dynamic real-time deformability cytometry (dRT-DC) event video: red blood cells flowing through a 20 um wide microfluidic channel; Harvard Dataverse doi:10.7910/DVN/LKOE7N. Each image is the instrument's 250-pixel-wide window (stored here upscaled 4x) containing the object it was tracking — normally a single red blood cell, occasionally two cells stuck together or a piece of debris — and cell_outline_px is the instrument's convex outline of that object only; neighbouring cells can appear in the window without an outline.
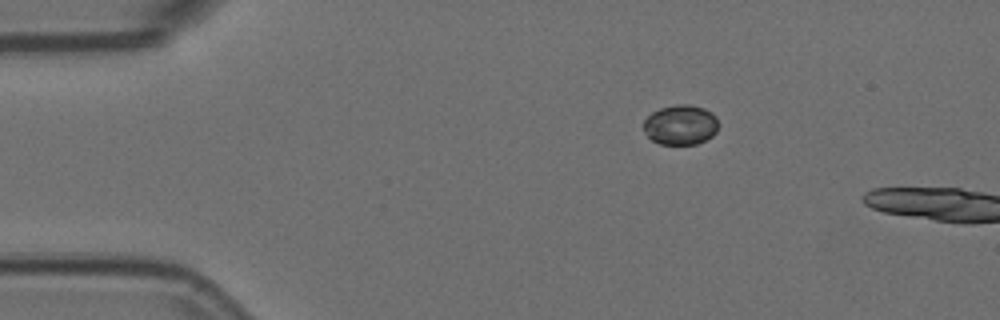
{"species": "Egyptian fruit bat (a non-hibernating species)", "species_latin": "Rousettus aegyptiacus", "temperature_condition": "room temperature", "stored_images_in_passage": 2, "camera_frame_rate_fps": 3000, "um_per_image_px": 0.085, "animal": {"sex": "female"}, "frame": {"image": 1, "passage_image": 1, "time_ms": 0.0, "image_size_px": [1000, 320], "cell_outline_px": [[720, 124], [716, 132], [712, 136], [696, 144], [660, 144], [652, 140], [644, 132], [644, 120], [652, 112], [660, 108], [676, 104], [688, 104], [704, 108], [712, 112], [716, 116]], "centroid_in_image_um": [57.87, 10.6], "position_along_channel_um": 27.1, "area_um2": 17.57}}